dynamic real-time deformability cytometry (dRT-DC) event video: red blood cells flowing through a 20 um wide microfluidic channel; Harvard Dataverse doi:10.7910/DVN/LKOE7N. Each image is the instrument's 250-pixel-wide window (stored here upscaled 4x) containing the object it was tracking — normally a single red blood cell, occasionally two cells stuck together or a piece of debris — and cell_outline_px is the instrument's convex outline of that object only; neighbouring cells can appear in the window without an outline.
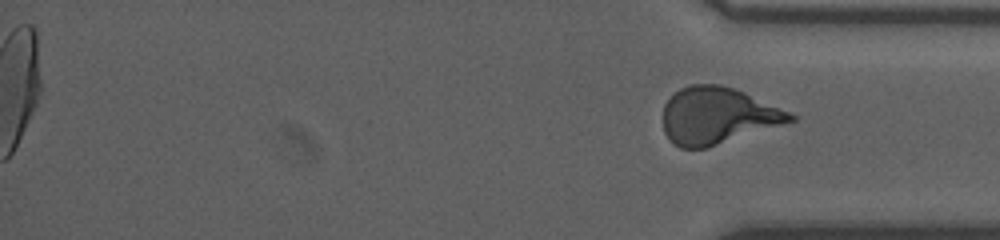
{"species": "human", "species_latin": "Homo sapiens", "temperature_condition": "room temperature", "stored_images_in_passage": 33, "segment_of_instrument_passage": [2, 2], "camera_frame_rate_fps": 3000, "um_per_image_px": 0.085, "donor": {"sex": "male"}, "frame": {"image": 1, "passage_image": 33, "time_ms": 13.333, "image_size_px": [1000, 240], "cell_outline_px": [[796, 120], [784, 124], [704, 148], [680, 148], [672, 144], [664, 132], [664, 104], [680, 88], [688, 84], [720, 84], [744, 92], [788, 112], [796, 116]], "centroid_in_image_um": [60.95, 9.83], "position_along_channel_um": 374.2, "area_um2": 41.5}}